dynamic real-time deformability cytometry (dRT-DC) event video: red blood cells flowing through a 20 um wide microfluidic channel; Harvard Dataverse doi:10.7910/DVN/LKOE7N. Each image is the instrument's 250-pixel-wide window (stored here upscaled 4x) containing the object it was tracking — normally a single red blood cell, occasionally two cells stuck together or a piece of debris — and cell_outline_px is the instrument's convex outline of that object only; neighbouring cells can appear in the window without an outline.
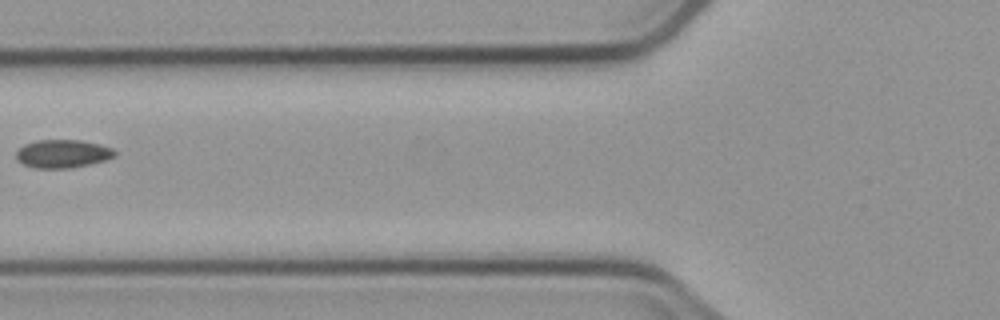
{"species": "common noctule bat (a hibernating species)", "species_latin": "Nyctalus noctula", "temperature_condition": "cold", "stored_images_in_passage": 3, "camera_frame_rate_fps": 3000, "um_per_image_px": 0.085, "animal": {"sex": "male", "body_mass_g": 23.1, "forearm_length_mm": 52.7}, "frame": {"image": 1, "passage_image": 3, "time_ms": 2.333, "image_size_px": [1000, 320], "cell_outline_px": [[116, 156], [104, 160], [88, 164], [68, 168], [36, 168], [24, 164], [16, 160], [16, 152], [24, 144], [36, 140], [80, 140], [100, 144], [112, 148], [116, 152]], "centroid_in_image_um": [5.31, 13.06], "position_along_channel_um": 120.5, "area_um2": 16.13}}